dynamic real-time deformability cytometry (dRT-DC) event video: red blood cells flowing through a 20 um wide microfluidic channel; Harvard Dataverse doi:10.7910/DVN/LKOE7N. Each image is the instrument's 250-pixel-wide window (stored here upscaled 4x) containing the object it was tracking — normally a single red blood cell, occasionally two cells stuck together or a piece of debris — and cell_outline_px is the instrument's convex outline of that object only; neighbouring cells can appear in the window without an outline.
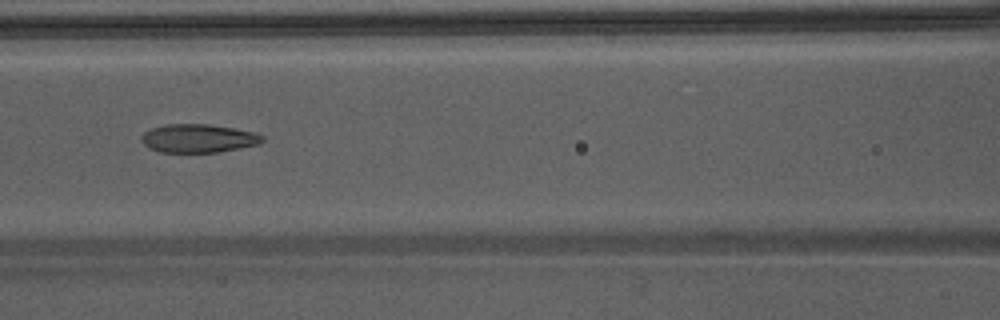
{"species": "Egyptian fruit bat (a non-hibernating species)", "species_latin": "Rousettus aegyptiacus", "temperature_condition": "warm", "stored_images_in_passage": 40, "camera_frame_rate_fps": 3000, "um_per_image_px": 0.085, "animal": {"sex": "male"}, "frame": {"image": 1, "passage_image": 15, "time_ms": 4.667, "image_size_px": [1000, 320], "cell_outline_px": [[264, 140], [260, 144], [220, 152], [160, 152], [148, 148], [140, 140], [140, 136], [144, 132], [152, 128], [168, 124], [208, 124], [232, 128], [252, 132], [264, 136]], "centroid_in_image_um": [16.84, 11.77], "position_along_channel_um": 149.8, "area_um2": 20.06}}
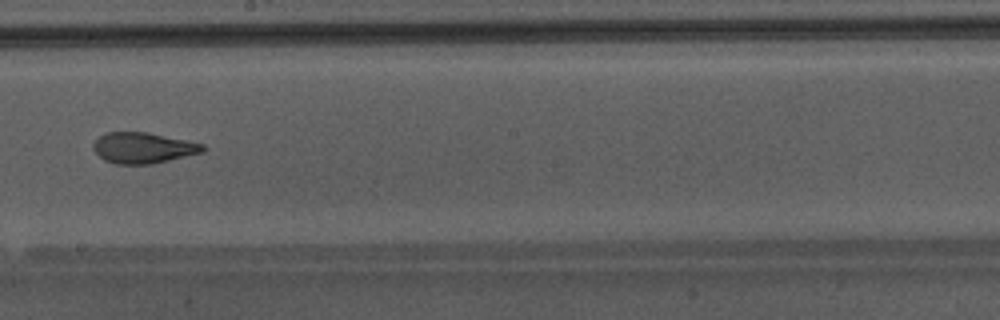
{"frame": {"image": 2, "passage_image": 21, "time_ms": 6.667, "image_size_px": [1000, 320], "cell_outline_px": [[208, 148], [204, 152], [152, 164], [116, 164], [104, 160], [92, 148], [92, 144], [100, 136], [108, 132], [148, 132], [204, 144]], "centroid_in_image_um": [12.19, 12.57], "position_along_channel_um": 236.0, "area_um2": 19.71}}
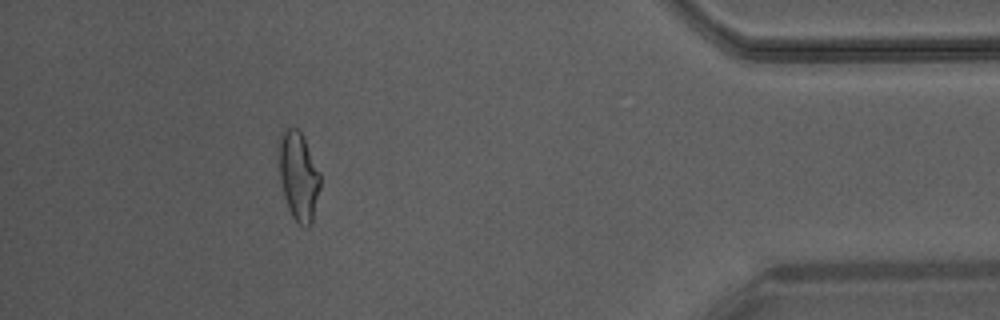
{"frame": {"image": 3, "passage_image": 36, "time_ms": 11.667, "image_size_px": [1000, 320], "cell_outline_px": [[320, 188], [312, 224], [308, 228], [304, 228], [292, 216], [288, 208], [284, 196], [280, 176], [280, 140], [284, 132], [288, 128], [296, 128], [300, 132], [320, 172]], "centroid_in_image_um": [25.41, 15.06], "position_along_channel_um": 409.8, "area_um2": 20.81}, "authors_computed_cell_mechanics": {"area_um2": 20.8369, "velocity_mm_per_s": 4.3312, "shape_relaxation_time_tau1_ms": null, "shape_relaxation_time_tau2_ms": 1.2403, "deformation_change_tau1": null, "deformation_change_tau2": 0.0732}}